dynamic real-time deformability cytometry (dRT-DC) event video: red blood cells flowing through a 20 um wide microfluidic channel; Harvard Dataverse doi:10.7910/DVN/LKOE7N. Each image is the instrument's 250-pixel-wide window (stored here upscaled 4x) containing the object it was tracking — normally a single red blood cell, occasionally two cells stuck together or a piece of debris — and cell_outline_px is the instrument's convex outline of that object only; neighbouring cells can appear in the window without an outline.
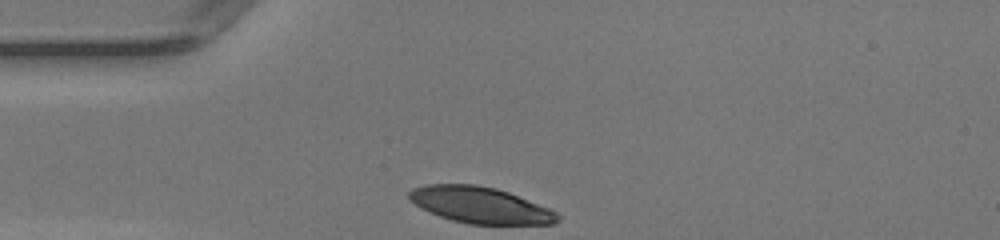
{"species": "human", "species_latin": "Homo sapiens", "temperature_condition": "warm", "stored_images_in_passage": 26, "camera_frame_rate_fps": 3000, "um_per_image_px": 0.085, "donor": {"sex": "female"}, "frame": {"image": 1, "passage_image": 1, "time_ms": 0.0, "image_size_px": [1000, 240], "cell_outline_px": [[560, 220], [552, 224], [468, 224], [452, 220], [440, 216], [420, 208], [408, 200], [408, 192], [412, 188], [424, 184], [476, 184], [496, 188], [508, 192], [548, 208], [556, 212], [560, 216]], "centroid_in_image_um": [40.77, 17.42], "position_along_channel_um": 44.2, "area_um2": 31.44}}
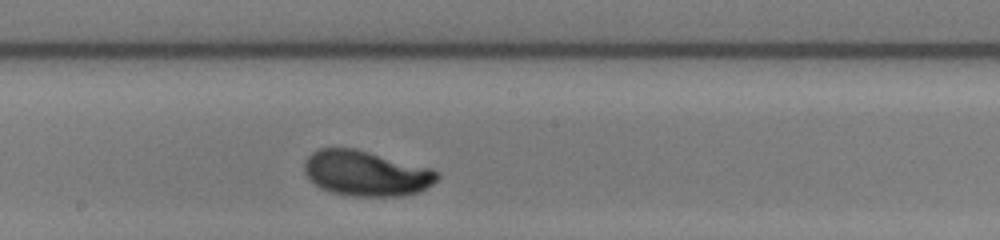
{"frame": {"image": 2, "passage_image": 15, "time_ms": 4.667, "image_size_px": [1000, 240], "cell_outline_px": [[440, 176], [428, 188], [420, 192], [404, 196], [352, 196], [332, 192], [320, 188], [308, 180], [304, 172], [304, 160], [312, 152], [320, 148], [356, 148], [432, 168], [440, 172]], "centroid_in_image_um": [31.13, 14.73], "position_along_channel_um": 217.1, "area_um2": 35.6}}
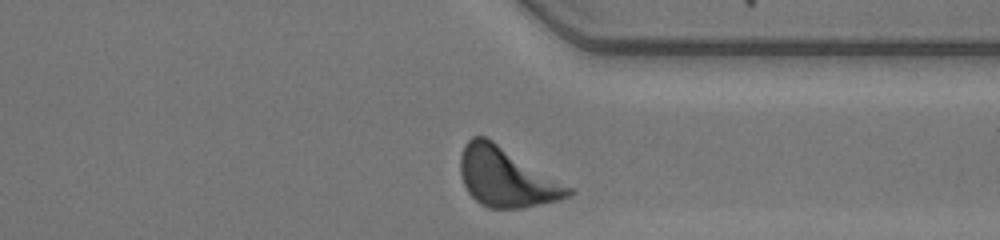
{"frame": {"image": 3, "passage_image": 26, "time_ms": 8.333, "image_size_px": [1000, 240], "cell_outline_px": [[576, 192], [572, 196], [560, 200], [520, 208], [488, 208], [480, 204], [468, 192], [460, 176], [460, 156], [464, 144], [472, 136], [484, 136], [492, 140], [572, 188]], "centroid_in_image_um": [43.02, 15.07], "position_along_channel_um": 368.4, "area_um2": 37.05}, "authors_computed_cell_mechanics": {"area_um2": 34.6511, "velocity_mm_per_s": 4.1619, "shape_relaxation_time_tau1_ms": 2.0711, "shape_relaxation_time_tau2_ms": null, "deformation_change_tau1": 0.1483, "deformation_change_tau2": null}}